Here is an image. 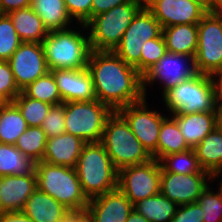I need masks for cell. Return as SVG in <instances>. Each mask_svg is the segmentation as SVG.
Segmentation results:
<instances>
[{"label": "cell", "mask_w": 222, "mask_h": 222, "mask_svg": "<svg viewBox=\"0 0 222 222\" xmlns=\"http://www.w3.org/2000/svg\"><path fill=\"white\" fill-rule=\"evenodd\" d=\"M161 172L176 174L208 173L200 166L194 148L189 150L172 153L159 160Z\"/></svg>", "instance_id": "cell-31"}, {"label": "cell", "mask_w": 222, "mask_h": 222, "mask_svg": "<svg viewBox=\"0 0 222 222\" xmlns=\"http://www.w3.org/2000/svg\"><path fill=\"white\" fill-rule=\"evenodd\" d=\"M87 69L94 84L96 99L113 111L145 98L142 75L114 51L92 50Z\"/></svg>", "instance_id": "cell-1"}, {"label": "cell", "mask_w": 222, "mask_h": 222, "mask_svg": "<svg viewBox=\"0 0 222 222\" xmlns=\"http://www.w3.org/2000/svg\"><path fill=\"white\" fill-rule=\"evenodd\" d=\"M47 144V136L40 127H28L19 137L15 146L35 163L42 161Z\"/></svg>", "instance_id": "cell-32"}, {"label": "cell", "mask_w": 222, "mask_h": 222, "mask_svg": "<svg viewBox=\"0 0 222 222\" xmlns=\"http://www.w3.org/2000/svg\"><path fill=\"white\" fill-rule=\"evenodd\" d=\"M8 62L21 91L49 72L41 43L22 42Z\"/></svg>", "instance_id": "cell-14"}, {"label": "cell", "mask_w": 222, "mask_h": 222, "mask_svg": "<svg viewBox=\"0 0 222 222\" xmlns=\"http://www.w3.org/2000/svg\"><path fill=\"white\" fill-rule=\"evenodd\" d=\"M167 116L161 123V128L157 144V160L162 157L189 150L190 147L185 142L180 132L177 121L171 116Z\"/></svg>", "instance_id": "cell-29"}, {"label": "cell", "mask_w": 222, "mask_h": 222, "mask_svg": "<svg viewBox=\"0 0 222 222\" xmlns=\"http://www.w3.org/2000/svg\"><path fill=\"white\" fill-rule=\"evenodd\" d=\"M162 96L171 114L217 111L219 100L210 75L201 73L182 81Z\"/></svg>", "instance_id": "cell-6"}, {"label": "cell", "mask_w": 222, "mask_h": 222, "mask_svg": "<svg viewBox=\"0 0 222 222\" xmlns=\"http://www.w3.org/2000/svg\"><path fill=\"white\" fill-rule=\"evenodd\" d=\"M217 122H218V126L222 129V97H220L219 100H218Z\"/></svg>", "instance_id": "cell-49"}, {"label": "cell", "mask_w": 222, "mask_h": 222, "mask_svg": "<svg viewBox=\"0 0 222 222\" xmlns=\"http://www.w3.org/2000/svg\"><path fill=\"white\" fill-rule=\"evenodd\" d=\"M178 205L161 193L138 201L133 209L150 222H170Z\"/></svg>", "instance_id": "cell-28"}, {"label": "cell", "mask_w": 222, "mask_h": 222, "mask_svg": "<svg viewBox=\"0 0 222 222\" xmlns=\"http://www.w3.org/2000/svg\"><path fill=\"white\" fill-rule=\"evenodd\" d=\"M35 162L15 145L0 143V177L26 175L35 171Z\"/></svg>", "instance_id": "cell-30"}, {"label": "cell", "mask_w": 222, "mask_h": 222, "mask_svg": "<svg viewBox=\"0 0 222 222\" xmlns=\"http://www.w3.org/2000/svg\"><path fill=\"white\" fill-rule=\"evenodd\" d=\"M13 103L20 110L29 127H40L53 106L52 104L28 97L23 91L15 97Z\"/></svg>", "instance_id": "cell-33"}, {"label": "cell", "mask_w": 222, "mask_h": 222, "mask_svg": "<svg viewBox=\"0 0 222 222\" xmlns=\"http://www.w3.org/2000/svg\"><path fill=\"white\" fill-rule=\"evenodd\" d=\"M28 97L52 105L62 104L61 96L53 74L49 71L22 90Z\"/></svg>", "instance_id": "cell-34"}, {"label": "cell", "mask_w": 222, "mask_h": 222, "mask_svg": "<svg viewBox=\"0 0 222 222\" xmlns=\"http://www.w3.org/2000/svg\"><path fill=\"white\" fill-rule=\"evenodd\" d=\"M217 96L222 97V66L210 75ZM217 78V79H216Z\"/></svg>", "instance_id": "cell-46"}, {"label": "cell", "mask_w": 222, "mask_h": 222, "mask_svg": "<svg viewBox=\"0 0 222 222\" xmlns=\"http://www.w3.org/2000/svg\"><path fill=\"white\" fill-rule=\"evenodd\" d=\"M215 178L210 173L176 174L161 172L160 193L177 205L195 203Z\"/></svg>", "instance_id": "cell-15"}, {"label": "cell", "mask_w": 222, "mask_h": 222, "mask_svg": "<svg viewBox=\"0 0 222 222\" xmlns=\"http://www.w3.org/2000/svg\"><path fill=\"white\" fill-rule=\"evenodd\" d=\"M67 210L53 197L36 189L21 211L34 222H59Z\"/></svg>", "instance_id": "cell-22"}, {"label": "cell", "mask_w": 222, "mask_h": 222, "mask_svg": "<svg viewBox=\"0 0 222 222\" xmlns=\"http://www.w3.org/2000/svg\"><path fill=\"white\" fill-rule=\"evenodd\" d=\"M29 126L22 113L13 103H4L0 107V143L15 145L18 137Z\"/></svg>", "instance_id": "cell-27"}, {"label": "cell", "mask_w": 222, "mask_h": 222, "mask_svg": "<svg viewBox=\"0 0 222 222\" xmlns=\"http://www.w3.org/2000/svg\"><path fill=\"white\" fill-rule=\"evenodd\" d=\"M84 35L72 28L48 33L41 44L49 71L87 68L92 49Z\"/></svg>", "instance_id": "cell-3"}, {"label": "cell", "mask_w": 222, "mask_h": 222, "mask_svg": "<svg viewBox=\"0 0 222 222\" xmlns=\"http://www.w3.org/2000/svg\"><path fill=\"white\" fill-rule=\"evenodd\" d=\"M202 4L209 11V0H195Z\"/></svg>", "instance_id": "cell-50"}, {"label": "cell", "mask_w": 222, "mask_h": 222, "mask_svg": "<svg viewBox=\"0 0 222 222\" xmlns=\"http://www.w3.org/2000/svg\"><path fill=\"white\" fill-rule=\"evenodd\" d=\"M101 143L118 171L153 159L117 111L107 118Z\"/></svg>", "instance_id": "cell-5"}, {"label": "cell", "mask_w": 222, "mask_h": 222, "mask_svg": "<svg viewBox=\"0 0 222 222\" xmlns=\"http://www.w3.org/2000/svg\"><path fill=\"white\" fill-rule=\"evenodd\" d=\"M89 222H126L133 204L119 188L89 200Z\"/></svg>", "instance_id": "cell-17"}, {"label": "cell", "mask_w": 222, "mask_h": 222, "mask_svg": "<svg viewBox=\"0 0 222 222\" xmlns=\"http://www.w3.org/2000/svg\"><path fill=\"white\" fill-rule=\"evenodd\" d=\"M31 0H0V9L2 14H8L11 11L29 7Z\"/></svg>", "instance_id": "cell-44"}, {"label": "cell", "mask_w": 222, "mask_h": 222, "mask_svg": "<svg viewBox=\"0 0 222 222\" xmlns=\"http://www.w3.org/2000/svg\"><path fill=\"white\" fill-rule=\"evenodd\" d=\"M85 144L81 138L68 133L49 138L42 161L75 168Z\"/></svg>", "instance_id": "cell-20"}, {"label": "cell", "mask_w": 222, "mask_h": 222, "mask_svg": "<svg viewBox=\"0 0 222 222\" xmlns=\"http://www.w3.org/2000/svg\"><path fill=\"white\" fill-rule=\"evenodd\" d=\"M20 92L9 62L0 60V99L4 103L13 102Z\"/></svg>", "instance_id": "cell-39"}, {"label": "cell", "mask_w": 222, "mask_h": 222, "mask_svg": "<svg viewBox=\"0 0 222 222\" xmlns=\"http://www.w3.org/2000/svg\"><path fill=\"white\" fill-rule=\"evenodd\" d=\"M113 110L95 99L65 103V133L81 138L85 143L101 142L107 118Z\"/></svg>", "instance_id": "cell-8"}, {"label": "cell", "mask_w": 222, "mask_h": 222, "mask_svg": "<svg viewBox=\"0 0 222 222\" xmlns=\"http://www.w3.org/2000/svg\"><path fill=\"white\" fill-rule=\"evenodd\" d=\"M204 212L201 206L195 203L178 205L175 215L170 222H203Z\"/></svg>", "instance_id": "cell-41"}, {"label": "cell", "mask_w": 222, "mask_h": 222, "mask_svg": "<svg viewBox=\"0 0 222 222\" xmlns=\"http://www.w3.org/2000/svg\"><path fill=\"white\" fill-rule=\"evenodd\" d=\"M166 52L167 49L163 35L147 40L141 50V75L156 64Z\"/></svg>", "instance_id": "cell-37"}, {"label": "cell", "mask_w": 222, "mask_h": 222, "mask_svg": "<svg viewBox=\"0 0 222 222\" xmlns=\"http://www.w3.org/2000/svg\"><path fill=\"white\" fill-rule=\"evenodd\" d=\"M63 103L96 99L94 84L87 68L52 70Z\"/></svg>", "instance_id": "cell-18"}, {"label": "cell", "mask_w": 222, "mask_h": 222, "mask_svg": "<svg viewBox=\"0 0 222 222\" xmlns=\"http://www.w3.org/2000/svg\"><path fill=\"white\" fill-rule=\"evenodd\" d=\"M126 222H150V221L133 209L131 213L128 215Z\"/></svg>", "instance_id": "cell-47"}, {"label": "cell", "mask_w": 222, "mask_h": 222, "mask_svg": "<svg viewBox=\"0 0 222 222\" xmlns=\"http://www.w3.org/2000/svg\"><path fill=\"white\" fill-rule=\"evenodd\" d=\"M37 189L68 209H86L89 200L84 195L75 168L53 165L44 161L35 164Z\"/></svg>", "instance_id": "cell-7"}, {"label": "cell", "mask_w": 222, "mask_h": 222, "mask_svg": "<svg viewBox=\"0 0 222 222\" xmlns=\"http://www.w3.org/2000/svg\"><path fill=\"white\" fill-rule=\"evenodd\" d=\"M143 6L144 0H131L93 16L86 24L78 25H82L83 32L89 28L90 32L87 34L92 50L114 51L133 17Z\"/></svg>", "instance_id": "cell-4"}, {"label": "cell", "mask_w": 222, "mask_h": 222, "mask_svg": "<svg viewBox=\"0 0 222 222\" xmlns=\"http://www.w3.org/2000/svg\"><path fill=\"white\" fill-rule=\"evenodd\" d=\"M211 189L209 184L197 200L204 212L203 222H222V187L215 193Z\"/></svg>", "instance_id": "cell-36"}, {"label": "cell", "mask_w": 222, "mask_h": 222, "mask_svg": "<svg viewBox=\"0 0 222 222\" xmlns=\"http://www.w3.org/2000/svg\"><path fill=\"white\" fill-rule=\"evenodd\" d=\"M59 222H89L86 209H69Z\"/></svg>", "instance_id": "cell-43"}, {"label": "cell", "mask_w": 222, "mask_h": 222, "mask_svg": "<svg viewBox=\"0 0 222 222\" xmlns=\"http://www.w3.org/2000/svg\"><path fill=\"white\" fill-rule=\"evenodd\" d=\"M22 42L42 43L49 31L41 18L29 6L8 13Z\"/></svg>", "instance_id": "cell-25"}, {"label": "cell", "mask_w": 222, "mask_h": 222, "mask_svg": "<svg viewBox=\"0 0 222 222\" xmlns=\"http://www.w3.org/2000/svg\"><path fill=\"white\" fill-rule=\"evenodd\" d=\"M162 35L167 51L195 57L198 44L197 24L165 27L162 29Z\"/></svg>", "instance_id": "cell-23"}, {"label": "cell", "mask_w": 222, "mask_h": 222, "mask_svg": "<svg viewBox=\"0 0 222 222\" xmlns=\"http://www.w3.org/2000/svg\"><path fill=\"white\" fill-rule=\"evenodd\" d=\"M161 167L159 161L126 166L118 171V188L134 205L160 193Z\"/></svg>", "instance_id": "cell-11"}, {"label": "cell", "mask_w": 222, "mask_h": 222, "mask_svg": "<svg viewBox=\"0 0 222 222\" xmlns=\"http://www.w3.org/2000/svg\"><path fill=\"white\" fill-rule=\"evenodd\" d=\"M196 74L195 61L192 56L167 51L156 64L142 75L144 96L145 98L147 96V84L150 86L159 80L163 85L162 94L164 95L182 81L188 80Z\"/></svg>", "instance_id": "cell-13"}, {"label": "cell", "mask_w": 222, "mask_h": 222, "mask_svg": "<svg viewBox=\"0 0 222 222\" xmlns=\"http://www.w3.org/2000/svg\"><path fill=\"white\" fill-rule=\"evenodd\" d=\"M68 14L76 22L86 24L91 19V6L93 0H64Z\"/></svg>", "instance_id": "cell-40"}, {"label": "cell", "mask_w": 222, "mask_h": 222, "mask_svg": "<svg viewBox=\"0 0 222 222\" xmlns=\"http://www.w3.org/2000/svg\"><path fill=\"white\" fill-rule=\"evenodd\" d=\"M162 26L145 5L133 17L114 52L141 74V50L147 40L162 35Z\"/></svg>", "instance_id": "cell-9"}, {"label": "cell", "mask_w": 222, "mask_h": 222, "mask_svg": "<svg viewBox=\"0 0 222 222\" xmlns=\"http://www.w3.org/2000/svg\"><path fill=\"white\" fill-rule=\"evenodd\" d=\"M36 189L35 171L0 177V212L21 211Z\"/></svg>", "instance_id": "cell-19"}, {"label": "cell", "mask_w": 222, "mask_h": 222, "mask_svg": "<svg viewBox=\"0 0 222 222\" xmlns=\"http://www.w3.org/2000/svg\"><path fill=\"white\" fill-rule=\"evenodd\" d=\"M30 7L41 18L49 32L67 29L73 23L64 0H31Z\"/></svg>", "instance_id": "cell-26"}, {"label": "cell", "mask_w": 222, "mask_h": 222, "mask_svg": "<svg viewBox=\"0 0 222 222\" xmlns=\"http://www.w3.org/2000/svg\"><path fill=\"white\" fill-rule=\"evenodd\" d=\"M0 222H34L22 211L1 212Z\"/></svg>", "instance_id": "cell-45"}, {"label": "cell", "mask_w": 222, "mask_h": 222, "mask_svg": "<svg viewBox=\"0 0 222 222\" xmlns=\"http://www.w3.org/2000/svg\"><path fill=\"white\" fill-rule=\"evenodd\" d=\"M220 175H221V176H220ZM219 176L221 177V178H220L221 182H220L218 185H220V186L222 187V173H220L219 175H217L215 178H217V177H219Z\"/></svg>", "instance_id": "cell-51"}, {"label": "cell", "mask_w": 222, "mask_h": 222, "mask_svg": "<svg viewBox=\"0 0 222 222\" xmlns=\"http://www.w3.org/2000/svg\"><path fill=\"white\" fill-rule=\"evenodd\" d=\"M222 9V0H209V11Z\"/></svg>", "instance_id": "cell-48"}, {"label": "cell", "mask_w": 222, "mask_h": 222, "mask_svg": "<svg viewBox=\"0 0 222 222\" xmlns=\"http://www.w3.org/2000/svg\"><path fill=\"white\" fill-rule=\"evenodd\" d=\"M197 27L198 44L194 57L196 71L211 75L222 66V13L208 11Z\"/></svg>", "instance_id": "cell-10"}, {"label": "cell", "mask_w": 222, "mask_h": 222, "mask_svg": "<svg viewBox=\"0 0 222 222\" xmlns=\"http://www.w3.org/2000/svg\"><path fill=\"white\" fill-rule=\"evenodd\" d=\"M4 104V102L0 99V107Z\"/></svg>", "instance_id": "cell-52"}, {"label": "cell", "mask_w": 222, "mask_h": 222, "mask_svg": "<svg viewBox=\"0 0 222 222\" xmlns=\"http://www.w3.org/2000/svg\"><path fill=\"white\" fill-rule=\"evenodd\" d=\"M190 148H195L217 125V111L172 114Z\"/></svg>", "instance_id": "cell-21"}, {"label": "cell", "mask_w": 222, "mask_h": 222, "mask_svg": "<svg viewBox=\"0 0 222 222\" xmlns=\"http://www.w3.org/2000/svg\"><path fill=\"white\" fill-rule=\"evenodd\" d=\"M75 170L88 200L118 188V170L101 142L83 146Z\"/></svg>", "instance_id": "cell-2"}, {"label": "cell", "mask_w": 222, "mask_h": 222, "mask_svg": "<svg viewBox=\"0 0 222 222\" xmlns=\"http://www.w3.org/2000/svg\"><path fill=\"white\" fill-rule=\"evenodd\" d=\"M162 28L180 24H198L208 10L195 0H144Z\"/></svg>", "instance_id": "cell-16"}, {"label": "cell", "mask_w": 222, "mask_h": 222, "mask_svg": "<svg viewBox=\"0 0 222 222\" xmlns=\"http://www.w3.org/2000/svg\"><path fill=\"white\" fill-rule=\"evenodd\" d=\"M40 128L45 132L47 139L65 133V103L53 105Z\"/></svg>", "instance_id": "cell-38"}, {"label": "cell", "mask_w": 222, "mask_h": 222, "mask_svg": "<svg viewBox=\"0 0 222 222\" xmlns=\"http://www.w3.org/2000/svg\"><path fill=\"white\" fill-rule=\"evenodd\" d=\"M147 98L121 107L117 112L126 120L135 137L157 160V144L162 121L167 117L158 110H149Z\"/></svg>", "instance_id": "cell-12"}, {"label": "cell", "mask_w": 222, "mask_h": 222, "mask_svg": "<svg viewBox=\"0 0 222 222\" xmlns=\"http://www.w3.org/2000/svg\"><path fill=\"white\" fill-rule=\"evenodd\" d=\"M198 162L204 171L214 178L222 173V129L217 125L194 148Z\"/></svg>", "instance_id": "cell-24"}, {"label": "cell", "mask_w": 222, "mask_h": 222, "mask_svg": "<svg viewBox=\"0 0 222 222\" xmlns=\"http://www.w3.org/2000/svg\"><path fill=\"white\" fill-rule=\"evenodd\" d=\"M130 1L131 0H93L91 6V18Z\"/></svg>", "instance_id": "cell-42"}, {"label": "cell", "mask_w": 222, "mask_h": 222, "mask_svg": "<svg viewBox=\"0 0 222 222\" xmlns=\"http://www.w3.org/2000/svg\"><path fill=\"white\" fill-rule=\"evenodd\" d=\"M22 43L8 14L0 15V60L8 61Z\"/></svg>", "instance_id": "cell-35"}]
</instances>
